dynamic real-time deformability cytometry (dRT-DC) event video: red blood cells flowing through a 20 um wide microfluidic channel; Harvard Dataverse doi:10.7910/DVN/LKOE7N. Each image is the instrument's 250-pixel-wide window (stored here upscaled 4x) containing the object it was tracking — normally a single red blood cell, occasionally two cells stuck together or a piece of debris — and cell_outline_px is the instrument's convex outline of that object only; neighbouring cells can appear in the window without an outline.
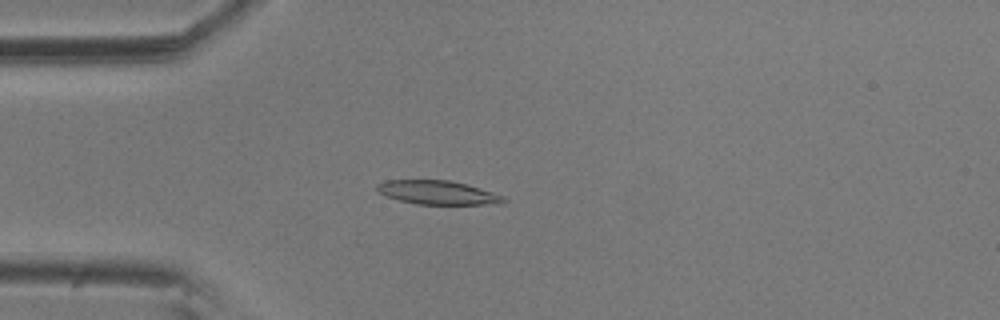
{"species": "common noctule bat (a hibernating species)", "species_latin": "Nyctalus noctula", "temperature_condition": "room temperature", "stored_images_in_passage": 4, "camera_frame_rate_fps": 3000, "um_per_image_px": 0.085, "animal": {"sex": "male", "body_mass_g": 20.5, "forearm_length_mm": 52.5}, "frame": {"image": 1, "passage_image": 4, "time_ms": 1.0, "image_size_px": [1000, 320], "cell_outline_px": [[508, 200], [504, 204], [416, 204], [400, 200], [388, 196], [380, 192], [376, 188], [376, 184], [384, 180], [448, 180], [468, 184], [504, 196]], "centroid_in_image_um": [37.25, 16.36], "position_along_channel_um": 47.7, "area_um2": 17.57}}